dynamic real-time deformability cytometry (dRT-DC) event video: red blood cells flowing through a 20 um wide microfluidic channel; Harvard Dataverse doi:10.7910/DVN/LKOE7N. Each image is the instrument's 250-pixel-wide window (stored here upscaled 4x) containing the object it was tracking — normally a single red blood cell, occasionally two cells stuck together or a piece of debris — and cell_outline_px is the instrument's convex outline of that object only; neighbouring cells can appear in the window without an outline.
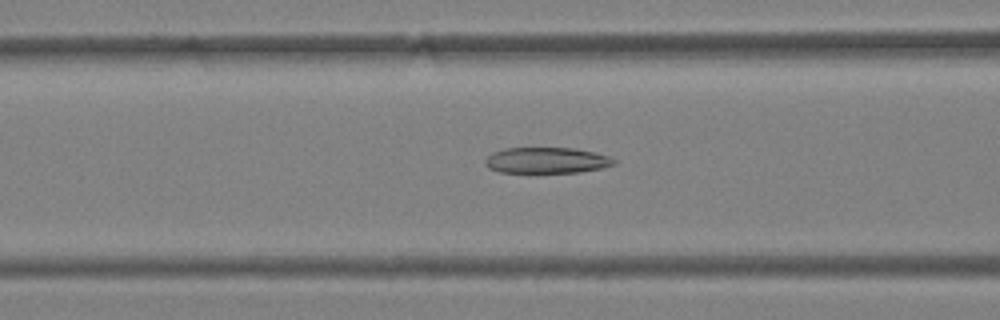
{"species": "Egyptian fruit bat (a non-hibernating species)", "species_latin": "Rousettus aegyptiacus", "temperature_condition": "warm", "stored_images_in_passage": 41, "camera_frame_rate_fps": 3000, "um_per_image_px": 0.085, "animal": {"sex": "female"}, "frame": {"image": 1, "passage_image": 14, "time_ms": 4.333, "image_size_px": [1000, 320], "cell_outline_px": [[616, 164], [600, 168], [580, 172], [500, 172], [488, 168], [484, 164], [484, 160], [492, 152], [504, 148], [576, 148], [596, 152], [608, 156], [616, 160]], "centroid_in_image_um": [46.45, 13.62], "position_along_channel_um": 120.1, "area_um2": 19.54}}
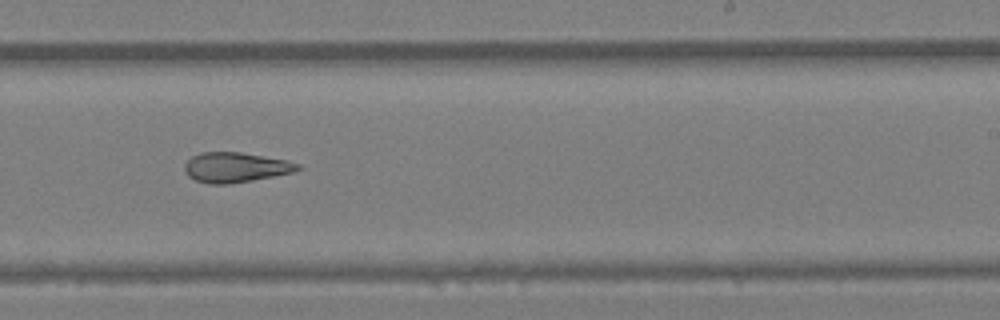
{"frame": {"image": 2, "passage_image": 24, "time_ms": 7.667, "image_size_px": [1000, 320], "cell_outline_px": [[304, 168], [292, 172], [252, 180], [228, 184], [208, 184], [196, 180], [188, 176], [184, 168], [184, 164], [192, 156], [200, 152], [240, 152], [288, 160], [300, 164]], "centroid_in_image_um": [20.02, 14.22], "position_along_channel_um": 269.0, "area_um2": 19.77}}
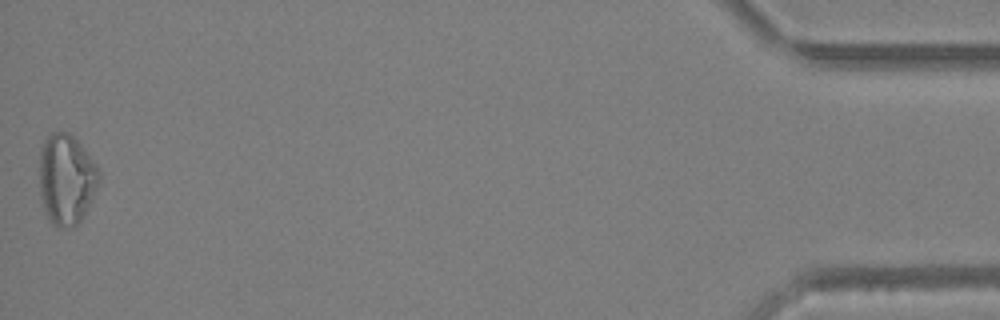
{"frame": {"image": 3, "passage_image": 41, "time_ms": 13.333, "image_size_px": [1000, 320], "cell_outline_px": [[100, 180], [84, 216], [72, 228], [60, 228], [52, 224], [48, 220], [44, 212], [40, 196], [40, 148], [48, 132], [68, 132], [80, 144], [96, 164], [100, 172]], "centroid_in_image_um": [5.62, 15.25], "position_along_channel_um": 429.6, "area_um2": 31.73}, "authors_computed_cell_mechanics": {"area_um2": 23.2356, "velocity_mm_per_s": 4.4717, "shape_relaxation_time_tau1_ms": null, "shape_relaxation_time_tau2_ms": 3.1879, "deformation_change_tau1": null, "deformation_change_tau2": 0.1272}}